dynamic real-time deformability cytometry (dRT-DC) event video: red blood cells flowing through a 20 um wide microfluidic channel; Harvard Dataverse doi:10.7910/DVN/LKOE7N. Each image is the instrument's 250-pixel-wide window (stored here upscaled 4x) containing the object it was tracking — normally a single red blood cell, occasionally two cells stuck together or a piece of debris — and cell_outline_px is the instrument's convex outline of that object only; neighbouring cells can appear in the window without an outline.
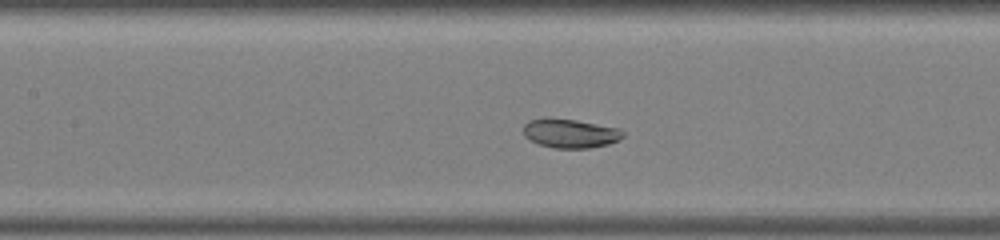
{"species": "common noctule bat (a hibernating species)", "species_latin": "Nyctalus noctula", "temperature_condition": "warm", "stored_images_in_passage": 42, "camera_frame_rate_fps": 3000, "um_per_image_px": 0.085, "animal": {"sex": "male", "body_mass_g": 19.0, "forearm_length_mm": 50.8}, "frame": {"image": 1, "passage_image": 16, "time_ms": 5.0, "image_size_px": [1000, 240], "cell_outline_px": [[624, 136], [608, 144], [588, 148], [556, 148], [540, 144], [524, 136], [524, 124], [528, 120], [544, 116], [576, 120], [620, 128], [624, 132]], "centroid_in_image_um": [48.44, 11.3], "position_along_channel_um": 159.0, "area_um2": 16.94}}
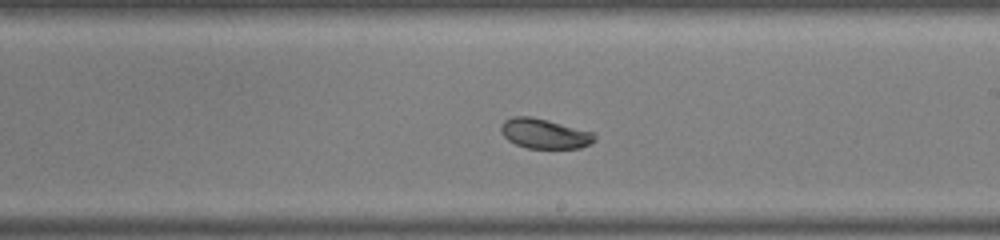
{"frame": {"image": 2, "passage_image": 22, "time_ms": 7.0, "image_size_px": [1000, 240], "cell_outline_px": [[596, 140], [580, 148], [528, 148], [516, 144], [508, 140], [500, 132], [500, 128], [504, 120], [512, 116], [532, 116], [596, 132]], "centroid_in_image_um": [46.3, 11.34], "position_along_channel_um": 242.7, "area_um2": 16.47}}
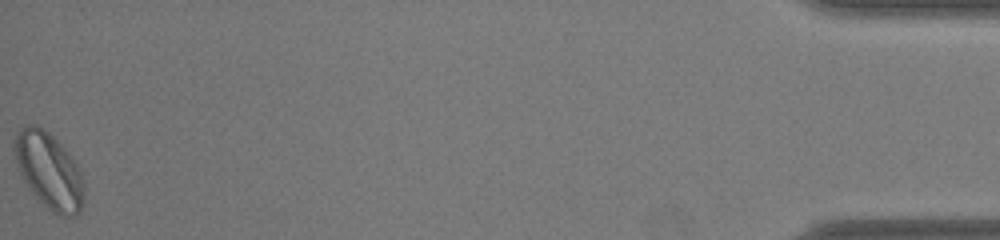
{"frame": {"image": 3, "passage_image": 42, "time_ms": 13.667, "image_size_px": [1000, 240], "cell_outline_px": [[84, 196], [80, 212], [76, 216], [64, 216], [52, 212], [32, 192], [16, 168], [12, 144], [12, 140], [20, 128], [24, 124], [36, 124], [48, 132], [60, 144], [76, 164], [84, 180]], "centroid_in_image_um": [4.12, 14.48], "position_along_channel_um": 431.1, "area_um2": 30.92}, "authors_computed_cell_mechanics": {"area_um2": 19.941, "velocity_mm_per_s": 4.2039, "shape_relaxation_time_tau1_ms": 4.7006, "shape_relaxation_time_tau2_ms": 0.9901, "deformation_change_tau1": 0.1037, "deformation_change_tau2": 0.0512}}